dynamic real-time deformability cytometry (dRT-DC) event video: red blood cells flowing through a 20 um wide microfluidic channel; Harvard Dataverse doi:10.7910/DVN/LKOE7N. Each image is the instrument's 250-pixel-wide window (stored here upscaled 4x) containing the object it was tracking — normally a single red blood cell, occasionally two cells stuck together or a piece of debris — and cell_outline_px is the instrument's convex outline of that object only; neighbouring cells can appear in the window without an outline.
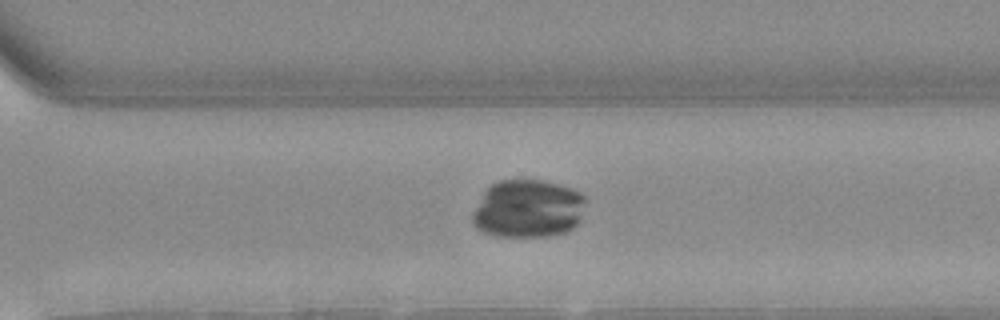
{"species": "Egyptian fruit bat (a non-hibernating species)", "species_latin": "Rousettus aegyptiacus", "temperature_condition": "warm", "stored_images_in_passage": 50, "camera_frame_rate_fps": 3000, "um_per_image_px": 0.085, "animal": {"sex": "female"}, "frame": {"image": 1, "passage_image": 36, "time_ms": 11.667, "image_size_px": [1000, 320], "cell_outline_px": [[584, 200], [576, 224], [572, 228], [564, 232], [548, 236], [500, 236], [484, 232], [476, 228], [472, 220], [472, 212], [484, 192], [492, 184], [500, 180], [540, 180], [572, 188], [580, 192], [584, 196]], "centroid_in_image_um": [44.83, 17.74], "position_along_channel_um": 325.8, "area_um2": 37.74}}